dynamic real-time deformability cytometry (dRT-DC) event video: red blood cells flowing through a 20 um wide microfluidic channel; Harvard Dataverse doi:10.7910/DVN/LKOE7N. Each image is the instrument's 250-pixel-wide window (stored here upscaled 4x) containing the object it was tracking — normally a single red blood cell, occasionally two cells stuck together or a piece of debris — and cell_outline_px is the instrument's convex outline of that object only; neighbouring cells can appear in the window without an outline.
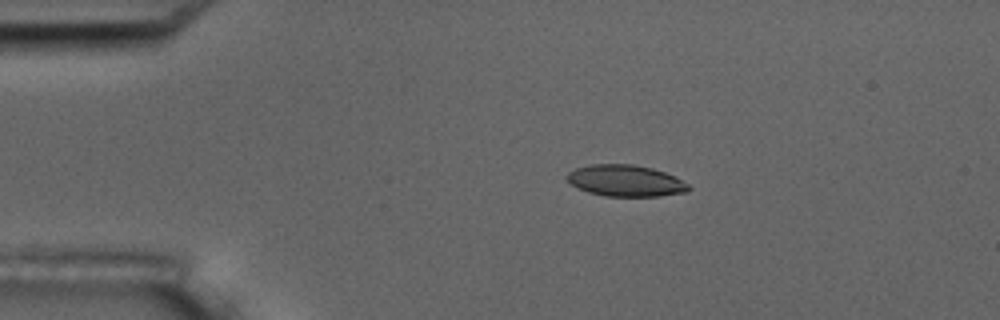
{"species": "common noctule bat (a hibernating species)", "species_latin": "Nyctalus noctula", "temperature_condition": "room temperature", "stored_images_in_passage": 9, "camera_frame_rate_fps": 3000, "um_per_image_px": 0.085, "animal": {"sex": "male", "body_mass_g": 17.5, "forearm_length_mm": 52.3}, "frame": {"image": 1, "passage_image": 3, "time_ms": 2.333, "image_size_px": [1000, 320], "cell_outline_px": [[692, 188], [688, 192], [660, 196], [604, 196], [588, 192], [576, 188], [564, 176], [568, 172], [576, 168], [592, 164], [632, 164], [652, 168], [664, 172], [688, 184]], "centroid_in_image_um": [53.15, 15.37], "position_along_channel_um": 31.8, "area_um2": 22.31}}
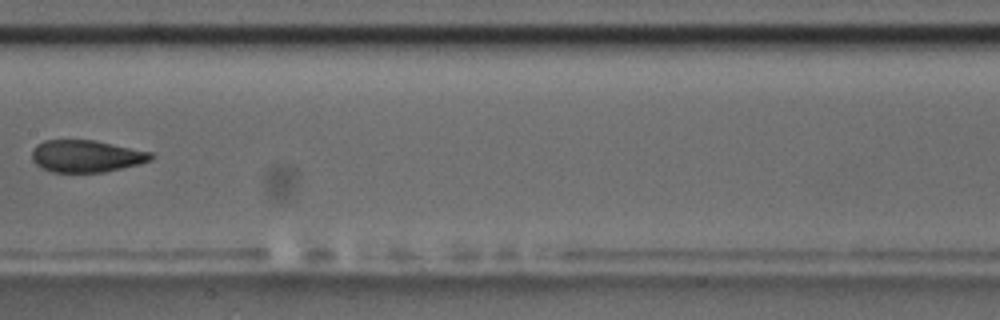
{"frame": {"image": 2, "passage_image": 8, "time_ms": 8.333, "image_size_px": [1000, 320], "cell_outline_px": [[156, 156], [152, 160], [140, 164], [104, 172], [52, 172], [36, 164], [32, 160], [32, 148], [36, 144], [44, 140], [92, 140], [152, 152]], "centroid_in_image_um": [7.34, 13.27], "position_along_channel_um": 200.1, "area_um2": 22.31}}